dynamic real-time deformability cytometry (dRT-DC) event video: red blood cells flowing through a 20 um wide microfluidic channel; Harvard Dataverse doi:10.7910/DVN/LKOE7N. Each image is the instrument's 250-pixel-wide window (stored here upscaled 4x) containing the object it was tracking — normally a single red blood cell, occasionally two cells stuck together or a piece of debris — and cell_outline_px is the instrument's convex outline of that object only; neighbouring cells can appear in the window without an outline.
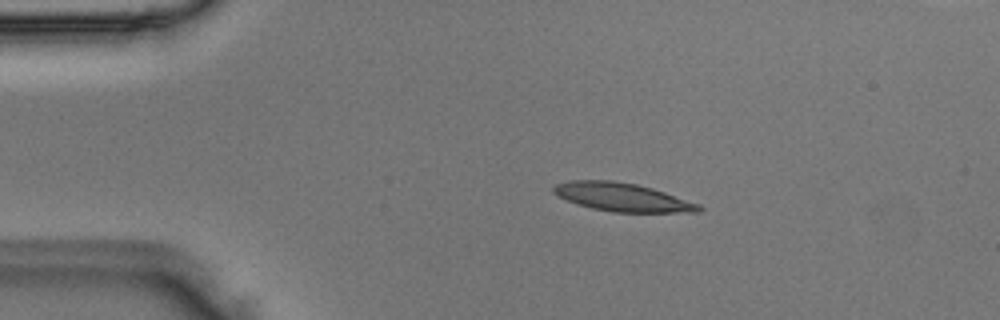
{"species": "Egyptian fruit bat (a non-hibernating species)", "species_latin": "Rousettus aegyptiacus", "temperature_condition": "room temperature", "stored_images_in_passage": 49, "segment_of_instrument_passage": [1, 2], "camera_frame_rate_fps": 3000, "um_per_image_px": 0.085, "animal": {"sex": "male"}, "frame": {"image": 1, "passage_image": 8, "time_ms": 2.333, "image_size_px": [1000, 320], "cell_outline_px": [[704, 208], [700, 212], [612, 212], [592, 208], [576, 204], [552, 192], [552, 188], [556, 184], [568, 180], [612, 180], [636, 184], [652, 188], [700, 204]], "centroid_in_image_um": [52.9, 16.76], "position_along_channel_um": 32.1, "area_um2": 23.99}}
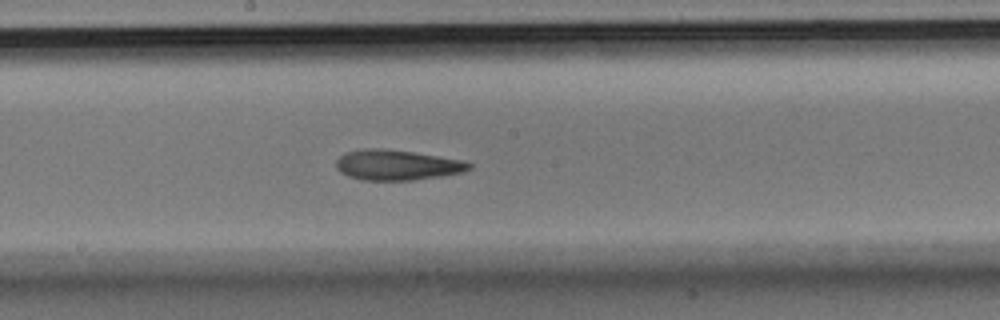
{"frame": {"image": 2, "passage_image": 25, "time_ms": 8.0, "image_size_px": [1000, 320], "cell_outline_px": [[472, 168], [464, 172], [440, 176], [412, 180], [360, 180], [348, 176], [340, 172], [336, 168], [336, 160], [344, 152], [364, 148], [384, 148], [412, 152], [464, 160], [472, 164]], "centroid_in_image_um": [33.72, 14.02], "position_along_channel_um": 214.5, "area_um2": 23.64}}
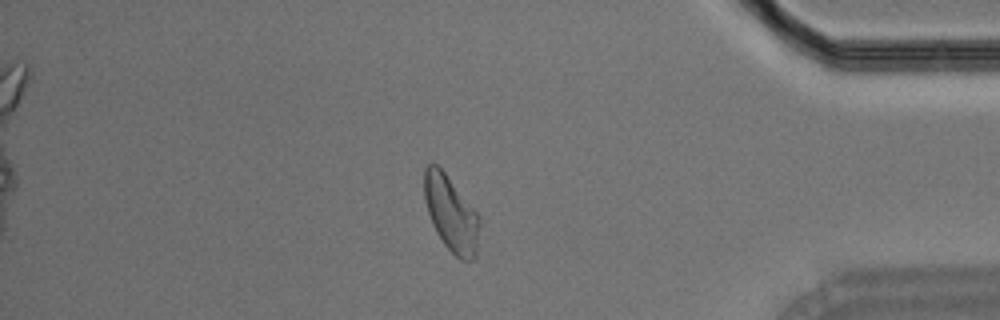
{"frame": {"image": 3, "passage_image": 41, "time_ms": 13.333, "image_size_px": [1000, 320], "cell_outline_px": [[480, 224], [476, 256], [472, 260], [460, 260], [444, 244], [436, 232], [432, 224], [424, 200], [424, 168], [428, 164], [436, 164], [444, 172], [480, 216]], "centroid_in_image_um": [38.34, 18.18], "position_along_channel_um": 396.9, "area_um2": 24.22}}